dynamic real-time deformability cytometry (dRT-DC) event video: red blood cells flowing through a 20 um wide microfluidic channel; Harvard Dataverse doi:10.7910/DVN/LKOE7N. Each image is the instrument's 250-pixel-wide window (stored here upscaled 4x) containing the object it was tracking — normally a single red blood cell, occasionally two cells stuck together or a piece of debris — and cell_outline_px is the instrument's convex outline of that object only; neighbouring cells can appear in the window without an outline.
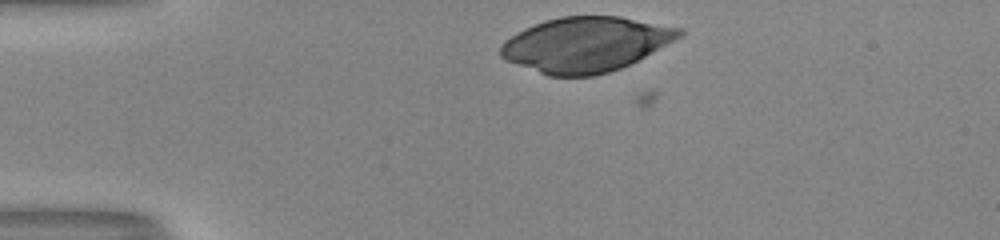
{"species": "human", "species_latin": "Homo sapiens", "temperature_condition": "room temperature", "stored_images_in_passage": 5, "camera_frame_rate_fps": 3000, "um_per_image_px": 0.085, "donor": {"sex": "male"}, "frame": {"image": 1, "passage_image": 1, "time_ms": 0.0, "image_size_px": [1000, 240], "cell_outline_px": [[684, 32], [680, 36], [644, 56], [620, 68], [608, 72], [592, 76], [548, 76], [504, 60], [500, 56], [500, 44], [504, 40], [524, 28], [544, 20], [560, 16], [620, 16], [684, 28]], "centroid_in_image_um": [49.73, 3.76], "position_along_channel_um": 35.3, "area_um2": 56.99}}